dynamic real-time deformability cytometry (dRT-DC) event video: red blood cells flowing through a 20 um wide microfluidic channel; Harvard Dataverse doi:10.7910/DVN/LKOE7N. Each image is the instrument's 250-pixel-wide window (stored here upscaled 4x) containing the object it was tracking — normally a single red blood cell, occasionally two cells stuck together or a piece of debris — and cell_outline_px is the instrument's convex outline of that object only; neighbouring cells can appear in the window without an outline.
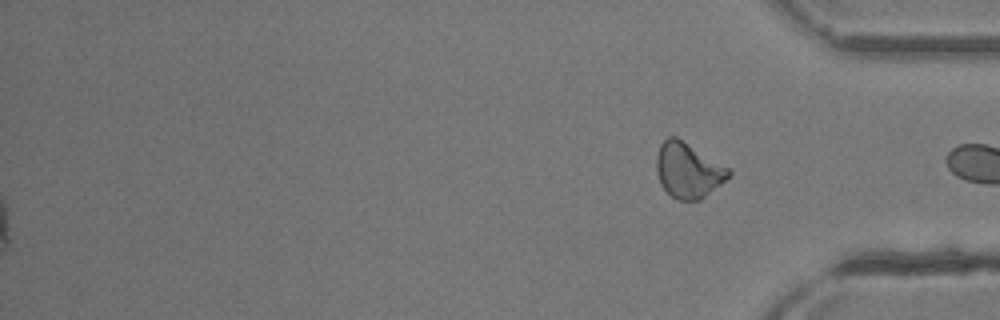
{"species": "common noctule bat (a hibernating species)", "species_latin": "Nyctalus noctula", "temperature_condition": "room temperature", "stored_images_in_passage": 38, "segment_of_instrument_passage": [2, 2], "camera_frame_rate_fps": 3000, "um_per_image_px": 0.085, "animal": {"sex": "female"}, "frame": {"image": 1, "passage_image": 38, "time_ms": 12.333, "image_size_px": [1000, 320], "cell_outline_px": [[732, 176], [700, 200], [676, 200], [660, 184], [656, 172], [656, 156], [660, 144], [668, 136], [676, 136], [728, 168], [732, 172]], "centroid_in_image_um": [58.48, 14.48], "position_along_channel_um": 376.7, "area_um2": 23.18}}